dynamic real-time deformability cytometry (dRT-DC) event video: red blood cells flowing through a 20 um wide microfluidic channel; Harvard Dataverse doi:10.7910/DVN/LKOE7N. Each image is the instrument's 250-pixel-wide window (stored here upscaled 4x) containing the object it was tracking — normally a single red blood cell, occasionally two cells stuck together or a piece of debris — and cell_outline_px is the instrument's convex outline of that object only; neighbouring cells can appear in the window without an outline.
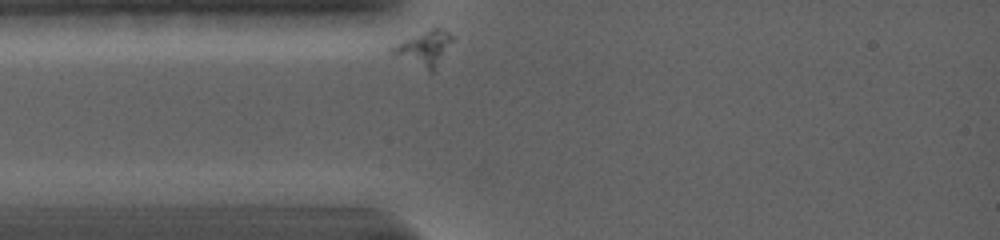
{"species": "common noctule bat (a hibernating species)", "species_latin": "Nyctalus noctula", "temperature_condition": "warm", "stored_images_in_passage": 72, "camera_frame_rate_fps": 5000, "um_per_image_px": 0.085, "animal": {"sex": "female", "body_mass_g": 19.0, "forearm_length_mm": 56.7}, "frame": {"image": 1, "passage_image": 1, "time_ms": 0.0, "image_size_px": [1000, 240], "cell_outline_px": [[452, 40], [432, 72], [392, 52], [392, 48], [432, 28], [436, 28], [448, 32], [452, 36]], "centroid_in_image_um": [36.14, 4.1], "position_along_channel_um": 48.9, "area_um2": 10.64}}
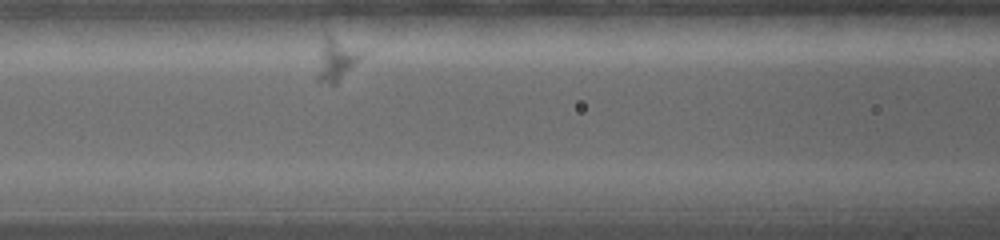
{"frame": {"image": 2, "passage_image": 21, "time_ms": 2.8, "image_size_px": [1000, 240], "cell_outline_px": [[364, 52], [336, 84], [332, 84], [316, 80], [316, 76], [324, 32], [364, 48]], "centroid_in_image_um": [28.59, 4.98], "position_along_channel_um": 138.0, "area_um2": 10.98}}
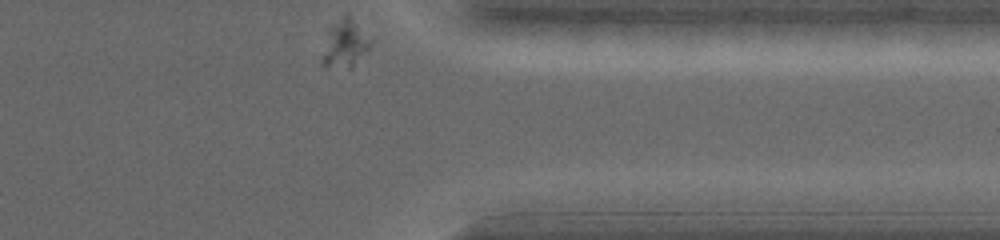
{"frame": {"image": 3, "passage_image": 71, "time_ms": 10.2, "image_size_px": [1000, 240], "cell_outline_px": [[372, 44], [352, 68], [348, 68], [324, 64], [320, 60], [328, 28], [332, 24], [344, 16], [348, 16], [372, 40]], "centroid_in_image_um": [29.3, 3.73], "position_along_channel_um": 382.1, "area_um2": 12.95}}